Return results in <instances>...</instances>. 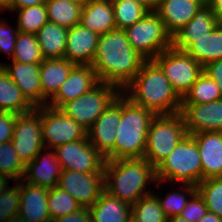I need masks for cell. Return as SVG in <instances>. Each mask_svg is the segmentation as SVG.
Masks as SVG:
<instances>
[{"label":"cell","mask_w":222,"mask_h":222,"mask_svg":"<svg viewBox=\"0 0 222 222\" xmlns=\"http://www.w3.org/2000/svg\"><path fill=\"white\" fill-rule=\"evenodd\" d=\"M145 61L130 45L125 31L114 29L99 35L92 66L100 82L115 85L122 91Z\"/></svg>","instance_id":"obj_1"},{"label":"cell","mask_w":222,"mask_h":222,"mask_svg":"<svg viewBox=\"0 0 222 222\" xmlns=\"http://www.w3.org/2000/svg\"><path fill=\"white\" fill-rule=\"evenodd\" d=\"M122 93L134 104L151 110L155 115H172L181 110L182 98L153 60L143 63Z\"/></svg>","instance_id":"obj_2"},{"label":"cell","mask_w":222,"mask_h":222,"mask_svg":"<svg viewBox=\"0 0 222 222\" xmlns=\"http://www.w3.org/2000/svg\"><path fill=\"white\" fill-rule=\"evenodd\" d=\"M104 175L105 191L129 205L152 193L150 183L157 182L156 169L145 158L106 161Z\"/></svg>","instance_id":"obj_3"},{"label":"cell","mask_w":222,"mask_h":222,"mask_svg":"<svg viewBox=\"0 0 222 222\" xmlns=\"http://www.w3.org/2000/svg\"><path fill=\"white\" fill-rule=\"evenodd\" d=\"M156 115L121 92V119L116 129L115 160L144 158L151 120Z\"/></svg>","instance_id":"obj_4"},{"label":"cell","mask_w":222,"mask_h":222,"mask_svg":"<svg viewBox=\"0 0 222 222\" xmlns=\"http://www.w3.org/2000/svg\"><path fill=\"white\" fill-rule=\"evenodd\" d=\"M155 169L158 187L168 181L197 186L202 182V165L194 139L186 135Z\"/></svg>","instance_id":"obj_5"},{"label":"cell","mask_w":222,"mask_h":222,"mask_svg":"<svg viewBox=\"0 0 222 222\" xmlns=\"http://www.w3.org/2000/svg\"><path fill=\"white\" fill-rule=\"evenodd\" d=\"M186 135L180 113L156 115L149 125L144 158L156 168Z\"/></svg>","instance_id":"obj_6"},{"label":"cell","mask_w":222,"mask_h":222,"mask_svg":"<svg viewBox=\"0 0 222 222\" xmlns=\"http://www.w3.org/2000/svg\"><path fill=\"white\" fill-rule=\"evenodd\" d=\"M124 31L130 45L146 60L172 47V35L154 10Z\"/></svg>","instance_id":"obj_7"},{"label":"cell","mask_w":222,"mask_h":222,"mask_svg":"<svg viewBox=\"0 0 222 222\" xmlns=\"http://www.w3.org/2000/svg\"><path fill=\"white\" fill-rule=\"evenodd\" d=\"M121 92L115 85L100 82L88 93L68 101L60 109L88 130Z\"/></svg>","instance_id":"obj_8"},{"label":"cell","mask_w":222,"mask_h":222,"mask_svg":"<svg viewBox=\"0 0 222 222\" xmlns=\"http://www.w3.org/2000/svg\"><path fill=\"white\" fill-rule=\"evenodd\" d=\"M153 61L161 68L181 98L203 73V66L198 61L173 46L161 52Z\"/></svg>","instance_id":"obj_9"},{"label":"cell","mask_w":222,"mask_h":222,"mask_svg":"<svg viewBox=\"0 0 222 222\" xmlns=\"http://www.w3.org/2000/svg\"><path fill=\"white\" fill-rule=\"evenodd\" d=\"M42 140L45 148L55 149L69 142L84 139L87 130L61 109L41 106Z\"/></svg>","instance_id":"obj_10"},{"label":"cell","mask_w":222,"mask_h":222,"mask_svg":"<svg viewBox=\"0 0 222 222\" xmlns=\"http://www.w3.org/2000/svg\"><path fill=\"white\" fill-rule=\"evenodd\" d=\"M12 143L21 162L26 165L44 148L42 140L41 106L17 114Z\"/></svg>","instance_id":"obj_11"},{"label":"cell","mask_w":222,"mask_h":222,"mask_svg":"<svg viewBox=\"0 0 222 222\" xmlns=\"http://www.w3.org/2000/svg\"><path fill=\"white\" fill-rule=\"evenodd\" d=\"M62 170L82 173H104L105 157L89 142L88 137L54 149Z\"/></svg>","instance_id":"obj_12"},{"label":"cell","mask_w":222,"mask_h":222,"mask_svg":"<svg viewBox=\"0 0 222 222\" xmlns=\"http://www.w3.org/2000/svg\"><path fill=\"white\" fill-rule=\"evenodd\" d=\"M121 119V94L87 130L89 142L105 157L115 160L116 129Z\"/></svg>","instance_id":"obj_13"},{"label":"cell","mask_w":222,"mask_h":222,"mask_svg":"<svg viewBox=\"0 0 222 222\" xmlns=\"http://www.w3.org/2000/svg\"><path fill=\"white\" fill-rule=\"evenodd\" d=\"M58 187L72 195L82 207H91L105 191V175L62 170Z\"/></svg>","instance_id":"obj_14"},{"label":"cell","mask_w":222,"mask_h":222,"mask_svg":"<svg viewBox=\"0 0 222 222\" xmlns=\"http://www.w3.org/2000/svg\"><path fill=\"white\" fill-rule=\"evenodd\" d=\"M180 114L187 135L222 132V99L203 104H182Z\"/></svg>","instance_id":"obj_15"},{"label":"cell","mask_w":222,"mask_h":222,"mask_svg":"<svg viewBox=\"0 0 222 222\" xmlns=\"http://www.w3.org/2000/svg\"><path fill=\"white\" fill-rule=\"evenodd\" d=\"M99 83L92 65H76L47 105L60 109L65 103L88 93Z\"/></svg>","instance_id":"obj_16"},{"label":"cell","mask_w":222,"mask_h":222,"mask_svg":"<svg viewBox=\"0 0 222 222\" xmlns=\"http://www.w3.org/2000/svg\"><path fill=\"white\" fill-rule=\"evenodd\" d=\"M46 150L44 147L25 165L22 181L49 189L58 186L62 168L54 149L48 148L47 152Z\"/></svg>","instance_id":"obj_17"},{"label":"cell","mask_w":222,"mask_h":222,"mask_svg":"<svg viewBox=\"0 0 222 222\" xmlns=\"http://www.w3.org/2000/svg\"><path fill=\"white\" fill-rule=\"evenodd\" d=\"M0 66L9 74L12 81L20 88L22 94L34 106H42V85L40 63H21L10 60Z\"/></svg>","instance_id":"obj_18"},{"label":"cell","mask_w":222,"mask_h":222,"mask_svg":"<svg viewBox=\"0 0 222 222\" xmlns=\"http://www.w3.org/2000/svg\"><path fill=\"white\" fill-rule=\"evenodd\" d=\"M99 34L83 25L68 28L64 58L75 65H92Z\"/></svg>","instance_id":"obj_19"},{"label":"cell","mask_w":222,"mask_h":222,"mask_svg":"<svg viewBox=\"0 0 222 222\" xmlns=\"http://www.w3.org/2000/svg\"><path fill=\"white\" fill-rule=\"evenodd\" d=\"M49 188L20 180L18 217L25 222H51L47 206Z\"/></svg>","instance_id":"obj_20"},{"label":"cell","mask_w":222,"mask_h":222,"mask_svg":"<svg viewBox=\"0 0 222 222\" xmlns=\"http://www.w3.org/2000/svg\"><path fill=\"white\" fill-rule=\"evenodd\" d=\"M198 146L202 165V181L222 176V132L190 135Z\"/></svg>","instance_id":"obj_21"},{"label":"cell","mask_w":222,"mask_h":222,"mask_svg":"<svg viewBox=\"0 0 222 222\" xmlns=\"http://www.w3.org/2000/svg\"><path fill=\"white\" fill-rule=\"evenodd\" d=\"M205 3V0H164L154 11L173 36L192 20Z\"/></svg>","instance_id":"obj_22"},{"label":"cell","mask_w":222,"mask_h":222,"mask_svg":"<svg viewBox=\"0 0 222 222\" xmlns=\"http://www.w3.org/2000/svg\"><path fill=\"white\" fill-rule=\"evenodd\" d=\"M217 25L211 7L205 3L192 20L172 36V46L184 51L193 42V38L207 36Z\"/></svg>","instance_id":"obj_23"},{"label":"cell","mask_w":222,"mask_h":222,"mask_svg":"<svg viewBox=\"0 0 222 222\" xmlns=\"http://www.w3.org/2000/svg\"><path fill=\"white\" fill-rule=\"evenodd\" d=\"M76 65L66 58L44 59L40 63V79L42 85V106L57 93Z\"/></svg>","instance_id":"obj_24"},{"label":"cell","mask_w":222,"mask_h":222,"mask_svg":"<svg viewBox=\"0 0 222 222\" xmlns=\"http://www.w3.org/2000/svg\"><path fill=\"white\" fill-rule=\"evenodd\" d=\"M80 24L99 35L116 29L111 0H86L81 12Z\"/></svg>","instance_id":"obj_25"},{"label":"cell","mask_w":222,"mask_h":222,"mask_svg":"<svg viewBox=\"0 0 222 222\" xmlns=\"http://www.w3.org/2000/svg\"><path fill=\"white\" fill-rule=\"evenodd\" d=\"M89 209L92 222H127L131 217V205L106 191Z\"/></svg>","instance_id":"obj_26"},{"label":"cell","mask_w":222,"mask_h":222,"mask_svg":"<svg viewBox=\"0 0 222 222\" xmlns=\"http://www.w3.org/2000/svg\"><path fill=\"white\" fill-rule=\"evenodd\" d=\"M203 67L222 58V25H217L202 38H193V42L184 50Z\"/></svg>","instance_id":"obj_27"},{"label":"cell","mask_w":222,"mask_h":222,"mask_svg":"<svg viewBox=\"0 0 222 222\" xmlns=\"http://www.w3.org/2000/svg\"><path fill=\"white\" fill-rule=\"evenodd\" d=\"M68 28L48 21L37 33L44 59L64 58Z\"/></svg>","instance_id":"obj_28"},{"label":"cell","mask_w":222,"mask_h":222,"mask_svg":"<svg viewBox=\"0 0 222 222\" xmlns=\"http://www.w3.org/2000/svg\"><path fill=\"white\" fill-rule=\"evenodd\" d=\"M34 108L9 74L0 66V111L23 114Z\"/></svg>","instance_id":"obj_29"},{"label":"cell","mask_w":222,"mask_h":222,"mask_svg":"<svg viewBox=\"0 0 222 222\" xmlns=\"http://www.w3.org/2000/svg\"><path fill=\"white\" fill-rule=\"evenodd\" d=\"M84 2H70L66 0H47L48 21L66 28H72L81 21Z\"/></svg>","instance_id":"obj_30"},{"label":"cell","mask_w":222,"mask_h":222,"mask_svg":"<svg viewBox=\"0 0 222 222\" xmlns=\"http://www.w3.org/2000/svg\"><path fill=\"white\" fill-rule=\"evenodd\" d=\"M220 99H222L220 88L203 72L182 98V104H203Z\"/></svg>","instance_id":"obj_31"},{"label":"cell","mask_w":222,"mask_h":222,"mask_svg":"<svg viewBox=\"0 0 222 222\" xmlns=\"http://www.w3.org/2000/svg\"><path fill=\"white\" fill-rule=\"evenodd\" d=\"M178 186L181 191H168L165 197L160 196L161 192H159L160 194L158 195L156 194L157 192H153L157 196L160 207L167 218L180 215L186 207L187 202L197 192V186L186 184H178Z\"/></svg>","instance_id":"obj_32"},{"label":"cell","mask_w":222,"mask_h":222,"mask_svg":"<svg viewBox=\"0 0 222 222\" xmlns=\"http://www.w3.org/2000/svg\"><path fill=\"white\" fill-rule=\"evenodd\" d=\"M18 15L17 28L19 32L36 34L47 22V9L45 4L12 9Z\"/></svg>","instance_id":"obj_33"},{"label":"cell","mask_w":222,"mask_h":222,"mask_svg":"<svg viewBox=\"0 0 222 222\" xmlns=\"http://www.w3.org/2000/svg\"><path fill=\"white\" fill-rule=\"evenodd\" d=\"M116 29L125 30L141 20L149 10L142 4L132 0H111Z\"/></svg>","instance_id":"obj_34"},{"label":"cell","mask_w":222,"mask_h":222,"mask_svg":"<svg viewBox=\"0 0 222 222\" xmlns=\"http://www.w3.org/2000/svg\"><path fill=\"white\" fill-rule=\"evenodd\" d=\"M11 60L25 64L41 63L44 58L38 44L37 35L19 32Z\"/></svg>","instance_id":"obj_35"},{"label":"cell","mask_w":222,"mask_h":222,"mask_svg":"<svg viewBox=\"0 0 222 222\" xmlns=\"http://www.w3.org/2000/svg\"><path fill=\"white\" fill-rule=\"evenodd\" d=\"M131 215L137 222H167L157 196L152 192L131 205Z\"/></svg>","instance_id":"obj_36"},{"label":"cell","mask_w":222,"mask_h":222,"mask_svg":"<svg viewBox=\"0 0 222 222\" xmlns=\"http://www.w3.org/2000/svg\"><path fill=\"white\" fill-rule=\"evenodd\" d=\"M25 165L21 162L12 141L0 144V174L14 183L23 177Z\"/></svg>","instance_id":"obj_37"},{"label":"cell","mask_w":222,"mask_h":222,"mask_svg":"<svg viewBox=\"0 0 222 222\" xmlns=\"http://www.w3.org/2000/svg\"><path fill=\"white\" fill-rule=\"evenodd\" d=\"M197 192L204 199L208 212L222 218V176L203 180L197 185Z\"/></svg>","instance_id":"obj_38"},{"label":"cell","mask_w":222,"mask_h":222,"mask_svg":"<svg viewBox=\"0 0 222 222\" xmlns=\"http://www.w3.org/2000/svg\"><path fill=\"white\" fill-rule=\"evenodd\" d=\"M47 206L51 220L75 212L82 207L72 195L58 186L49 189Z\"/></svg>","instance_id":"obj_39"},{"label":"cell","mask_w":222,"mask_h":222,"mask_svg":"<svg viewBox=\"0 0 222 222\" xmlns=\"http://www.w3.org/2000/svg\"><path fill=\"white\" fill-rule=\"evenodd\" d=\"M13 186V187H12ZM10 185L0 194V222L18 216L20 205V181L16 185Z\"/></svg>","instance_id":"obj_40"},{"label":"cell","mask_w":222,"mask_h":222,"mask_svg":"<svg viewBox=\"0 0 222 222\" xmlns=\"http://www.w3.org/2000/svg\"><path fill=\"white\" fill-rule=\"evenodd\" d=\"M19 34L17 26L12 28L11 24L0 18V53H5L13 57L14 47L16 43L17 36Z\"/></svg>","instance_id":"obj_41"},{"label":"cell","mask_w":222,"mask_h":222,"mask_svg":"<svg viewBox=\"0 0 222 222\" xmlns=\"http://www.w3.org/2000/svg\"><path fill=\"white\" fill-rule=\"evenodd\" d=\"M207 211L204 199L196 192L187 202L180 216L188 222H198Z\"/></svg>","instance_id":"obj_42"},{"label":"cell","mask_w":222,"mask_h":222,"mask_svg":"<svg viewBox=\"0 0 222 222\" xmlns=\"http://www.w3.org/2000/svg\"><path fill=\"white\" fill-rule=\"evenodd\" d=\"M17 113L0 111V144L12 140Z\"/></svg>","instance_id":"obj_43"},{"label":"cell","mask_w":222,"mask_h":222,"mask_svg":"<svg viewBox=\"0 0 222 222\" xmlns=\"http://www.w3.org/2000/svg\"><path fill=\"white\" fill-rule=\"evenodd\" d=\"M51 222H92L89 207H81L77 211L52 219Z\"/></svg>","instance_id":"obj_44"},{"label":"cell","mask_w":222,"mask_h":222,"mask_svg":"<svg viewBox=\"0 0 222 222\" xmlns=\"http://www.w3.org/2000/svg\"><path fill=\"white\" fill-rule=\"evenodd\" d=\"M203 72L216 82L222 92V58L206 64Z\"/></svg>","instance_id":"obj_45"},{"label":"cell","mask_w":222,"mask_h":222,"mask_svg":"<svg viewBox=\"0 0 222 222\" xmlns=\"http://www.w3.org/2000/svg\"><path fill=\"white\" fill-rule=\"evenodd\" d=\"M206 3L211 7L217 23L222 25V0H206Z\"/></svg>","instance_id":"obj_46"},{"label":"cell","mask_w":222,"mask_h":222,"mask_svg":"<svg viewBox=\"0 0 222 222\" xmlns=\"http://www.w3.org/2000/svg\"><path fill=\"white\" fill-rule=\"evenodd\" d=\"M47 0H13L12 9L31 7L34 5L45 4Z\"/></svg>","instance_id":"obj_47"},{"label":"cell","mask_w":222,"mask_h":222,"mask_svg":"<svg viewBox=\"0 0 222 222\" xmlns=\"http://www.w3.org/2000/svg\"><path fill=\"white\" fill-rule=\"evenodd\" d=\"M198 222H222V218L214 213L207 211Z\"/></svg>","instance_id":"obj_48"},{"label":"cell","mask_w":222,"mask_h":222,"mask_svg":"<svg viewBox=\"0 0 222 222\" xmlns=\"http://www.w3.org/2000/svg\"><path fill=\"white\" fill-rule=\"evenodd\" d=\"M10 179L5 177L3 174H0V194L9 186Z\"/></svg>","instance_id":"obj_49"},{"label":"cell","mask_w":222,"mask_h":222,"mask_svg":"<svg viewBox=\"0 0 222 222\" xmlns=\"http://www.w3.org/2000/svg\"><path fill=\"white\" fill-rule=\"evenodd\" d=\"M12 3H13V0H0V7L4 11H11L12 10Z\"/></svg>","instance_id":"obj_50"},{"label":"cell","mask_w":222,"mask_h":222,"mask_svg":"<svg viewBox=\"0 0 222 222\" xmlns=\"http://www.w3.org/2000/svg\"><path fill=\"white\" fill-rule=\"evenodd\" d=\"M164 0H148V10H155Z\"/></svg>","instance_id":"obj_51"},{"label":"cell","mask_w":222,"mask_h":222,"mask_svg":"<svg viewBox=\"0 0 222 222\" xmlns=\"http://www.w3.org/2000/svg\"><path fill=\"white\" fill-rule=\"evenodd\" d=\"M167 222H188V221L182 218L180 215H178L167 218Z\"/></svg>","instance_id":"obj_52"},{"label":"cell","mask_w":222,"mask_h":222,"mask_svg":"<svg viewBox=\"0 0 222 222\" xmlns=\"http://www.w3.org/2000/svg\"><path fill=\"white\" fill-rule=\"evenodd\" d=\"M6 222H25V221L17 216V217L7 220Z\"/></svg>","instance_id":"obj_53"},{"label":"cell","mask_w":222,"mask_h":222,"mask_svg":"<svg viewBox=\"0 0 222 222\" xmlns=\"http://www.w3.org/2000/svg\"><path fill=\"white\" fill-rule=\"evenodd\" d=\"M144 5L148 9V0H132Z\"/></svg>","instance_id":"obj_54"},{"label":"cell","mask_w":222,"mask_h":222,"mask_svg":"<svg viewBox=\"0 0 222 222\" xmlns=\"http://www.w3.org/2000/svg\"><path fill=\"white\" fill-rule=\"evenodd\" d=\"M127 222H137L136 219L131 215Z\"/></svg>","instance_id":"obj_55"},{"label":"cell","mask_w":222,"mask_h":222,"mask_svg":"<svg viewBox=\"0 0 222 222\" xmlns=\"http://www.w3.org/2000/svg\"><path fill=\"white\" fill-rule=\"evenodd\" d=\"M66 1H70V2H85L86 0H66Z\"/></svg>","instance_id":"obj_56"},{"label":"cell","mask_w":222,"mask_h":222,"mask_svg":"<svg viewBox=\"0 0 222 222\" xmlns=\"http://www.w3.org/2000/svg\"><path fill=\"white\" fill-rule=\"evenodd\" d=\"M1 12L4 13L5 11L0 7V13H1Z\"/></svg>","instance_id":"obj_57"}]
</instances>
